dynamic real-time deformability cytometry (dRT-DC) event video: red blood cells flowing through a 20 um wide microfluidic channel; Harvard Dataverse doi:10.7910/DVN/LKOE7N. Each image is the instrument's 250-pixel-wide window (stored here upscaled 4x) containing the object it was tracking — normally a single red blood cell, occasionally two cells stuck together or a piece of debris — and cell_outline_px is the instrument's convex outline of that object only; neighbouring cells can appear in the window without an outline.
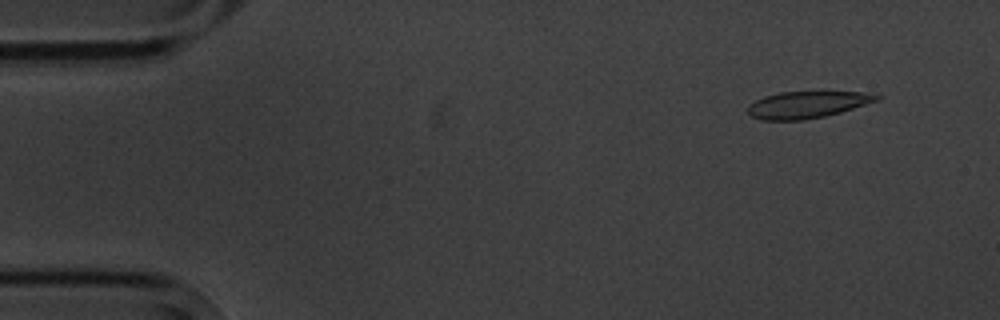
{"species": "common noctule bat (a hibernating species)", "species_latin": "Nyctalus noctula", "temperature_condition": "cold", "stored_images_in_passage": 9, "camera_frame_rate_fps": 3000, "um_per_image_px": 0.085, "animal": {"sex": "male", "body_mass_g": 20.1, "forearm_length_mm": 53.5}, "frame": {"image": 1, "passage_image": 2, "time_ms": 1.0, "image_size_px": [1000, 320], "cell_outline_px": [[884, 96], [880, 100], [840, 112], [824, 116], [804, 120], [764, 120], [752, 116], [748, 112], [748, 104], [764, 96], [780, 92], [824, 88], [872, 92]], "centroid_in_image_um": [68.76, 8.81], "position_along_channel_um": 16.2, "area_um2": 21.5}}
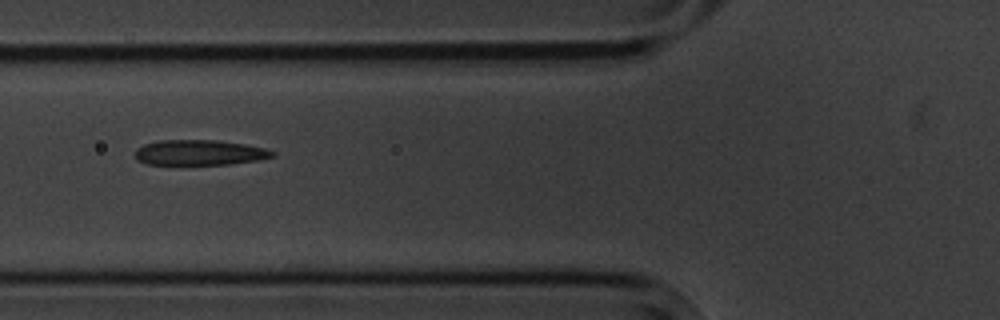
{"frame": {"image": 2, "passage_image": 6, "time_ms": 6.333, "image_size_px": [1000, 320], "cell_outline_px": [[276, 156], [256, 160], [228, 164], [148, 164], [136, 160], [136, 148], [144, 144], [160, 140], [216, 140], [244, 144], [264, 148], [276, 152]], "centroid_in_image_um": [16.95, 12.96], "position_along_channel_um": 108.8, "area_um2": 20.11}}
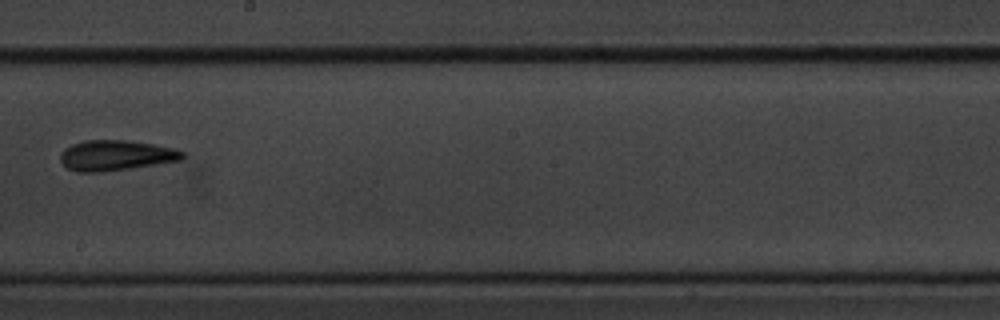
{"frame": {"image": 3, "passage_image": 9, "time_ms": 10.0, "image_size_px": [1000, 320], "cell_outline_px": [[184, 160], [100, 172], [76, 172], [68, 168], [60, 160], [60, 152], [64, 148], [72, 144], [84, 140], [128, 140], [176, 148], [184, 152]], "centroid_in_image_um": [9.85, 13.2], "position_along_channel_um": 238.4, "area_um2": 21.68}}